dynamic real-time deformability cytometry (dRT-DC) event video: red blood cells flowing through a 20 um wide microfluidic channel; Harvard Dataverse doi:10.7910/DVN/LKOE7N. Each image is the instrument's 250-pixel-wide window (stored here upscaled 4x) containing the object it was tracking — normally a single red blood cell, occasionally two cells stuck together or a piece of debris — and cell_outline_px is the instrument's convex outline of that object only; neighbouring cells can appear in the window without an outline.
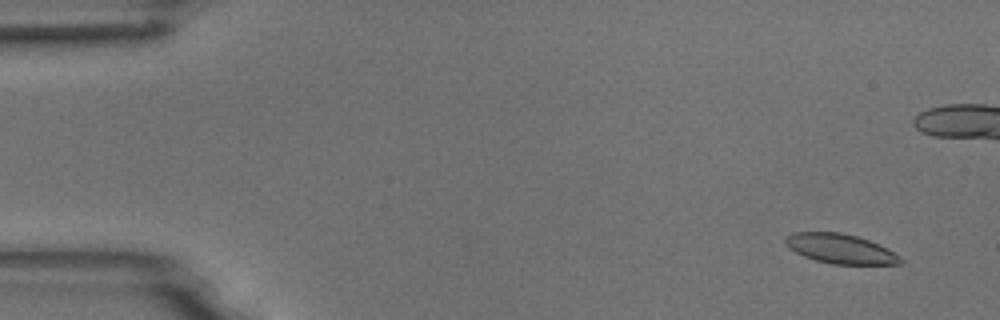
{"species": "common noctule bat (a hibernating species)", "species_latin": "Nyctalus noctula", "temperature_condition": "room temperature", "stored_images_in_passage": 56, "camera_frame_rate_fps": 3000, "um_per_image_px": 0.085, "animal": {"sex": "male", "body_mass_g": 18.8}, "frame": {"image": 1, "passage_image": 4, "time_ms": 1.0, "image_size_px": [1000, 320], "cell_outline_px": [[904, 260], [900, 264], [832, 264], [816, 260], [804, 256], [788, 248], [784, 244], [784, 240], [792, 232], [840, 232], [856, 236], [880, 244], [900, 256]], "centroid_in_image_um": [71.43, 21.14], "position_along_channel_um": 13.6, "area_um2": 19.83}}
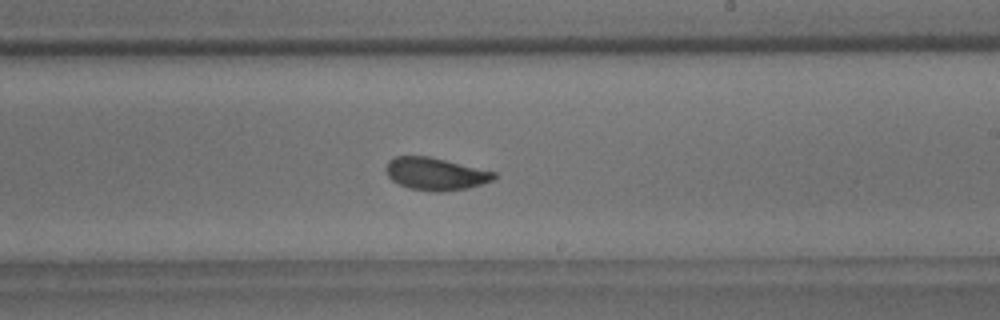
{"frame": {"image": 2, "passage_image": 33, "time_ms": 10.667, "image_size_px": [1000, 320], "cell_outline_px": [[496, 180], [468, 188], [444, 192], [432, 192], [408, 188], [392, 180], [388, 176], [384, 168], [388, 160], [396, 156], [428, 156], [496, 172]], "centroid_in_image_um": [37.02, 14.79], "position_along_channel_um": 252.0, "area_um2": 20.63}}
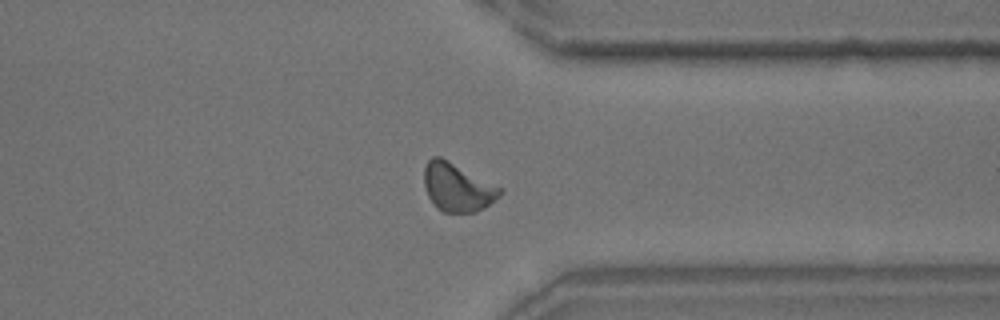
{"frame": {"image": 3, "passage_image": 43, "time_ms": 14.0, "image_size_px": [1000, 320], "cell_outline_px": [[504, 192], [500, 196], [484, 208], [476, 212], [444, 212], [428, 196], [424, 184], [424, 164], [432, 156], [440, 156], [504, 188]], "centroid_in_image_um": [38.91, 15.89], "position_along_channel_um": 372.5, "area_um2": 21.39}, "authors_computed_cell_mechanics": {"area_um2": 20.3745, "velocity_mm_per_s": 3.685, "shape_relaxation_time_tau1_ms": 4.3873, "shape_relaxation_time_tau2_ms": 1.3696, "deformation_change_tau1": 0.1205, "deformation_change_tau2": 0.0684}}